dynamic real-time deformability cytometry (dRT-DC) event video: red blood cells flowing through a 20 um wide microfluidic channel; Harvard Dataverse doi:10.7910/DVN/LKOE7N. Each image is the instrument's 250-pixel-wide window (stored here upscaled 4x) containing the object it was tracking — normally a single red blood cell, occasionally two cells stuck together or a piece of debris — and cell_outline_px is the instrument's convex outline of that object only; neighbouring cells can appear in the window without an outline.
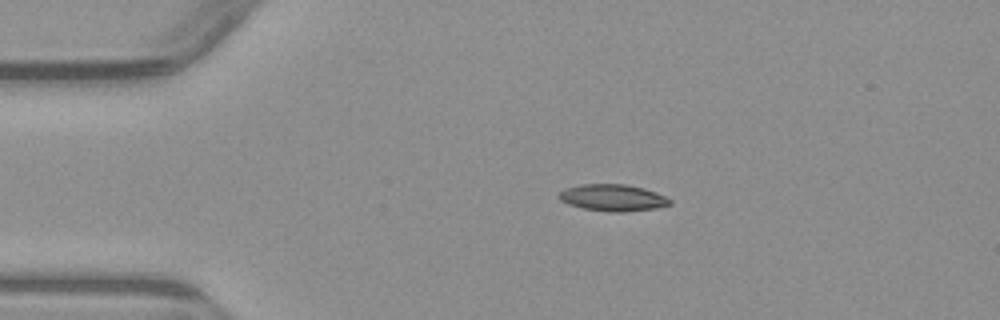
{"species": "common noctule bat (a hibernating species)", "species_latin": "Nyctalus noctula", "temperature_condition": "warm", "stored_images_in_passage": 2, "camera_frame_rate_fps": 3000, "um_per_image_px": 0.085, "animal": {"sex": "male", "body_mass_g": 23.1, "forearm_length_mm": 52.7}, "frame": {"image": 1, "passage_image": 1, "time_ms": 0.0, "image_size_px": [1000, 320], "cell_outline_px": [[672, 204], [656, 208], [624, 212], [608, 212], [584, 208], [568, 204], [560, 200], [560, 192], [568, 188], [580, 184], [624, 184], [644, 188], [656, 192], [672, 200]], "centroid_in_image_um": [52.13, 16.81], "position_along_channel_um": 32.9, "area_um2": 17.17}}